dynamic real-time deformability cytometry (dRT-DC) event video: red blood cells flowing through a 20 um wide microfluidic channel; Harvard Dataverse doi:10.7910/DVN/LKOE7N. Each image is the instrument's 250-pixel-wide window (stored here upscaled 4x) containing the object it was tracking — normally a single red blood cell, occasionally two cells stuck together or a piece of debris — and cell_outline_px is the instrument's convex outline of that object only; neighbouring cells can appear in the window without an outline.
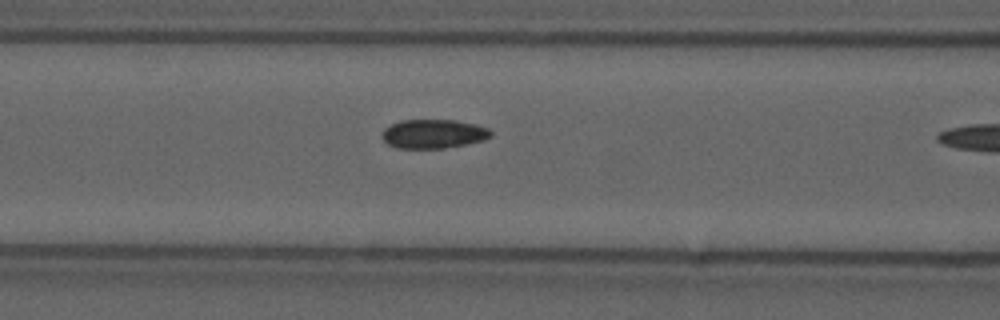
{"species": "common noctule bat (a hibernating species)", "species_latin": "Nyctalus noctula", "temperature_condition": "cold", "stored_images_in_passage": 11, "camera_frame_rate_fps": 3000, "um_per_image_px": 0.085, "animal": {"sex": "male", "forearm_length_mm": 52.5}, "frame": {"image": 1, "passage_image": 10, "time_ms": 3.0, "image_size_px": [1000, 320], "cell_outline_px": [[492, 136], [484, 140], [444, 148], [396, 148], [388, 144], [380, 136], [384, 128], [400, 120], [456, 120], [476, 124], [488, 128], [492, 132]], "centroid_in_image_um": [36.83, 11.37], "position_along_channel_um": 129.8, "area_um2": 18.44}}